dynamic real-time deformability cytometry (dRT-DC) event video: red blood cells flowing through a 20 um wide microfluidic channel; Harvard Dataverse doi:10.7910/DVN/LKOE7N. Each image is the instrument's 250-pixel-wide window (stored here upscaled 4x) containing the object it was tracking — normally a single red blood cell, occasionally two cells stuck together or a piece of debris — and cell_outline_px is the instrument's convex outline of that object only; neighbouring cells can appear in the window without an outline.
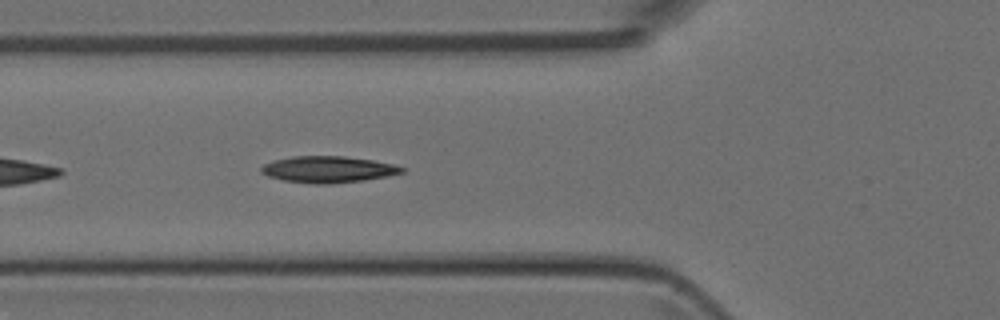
{"species": "Egyptian fruit bat (a non-hibernating species)", "species_latin": "Rousettus aegyptiacus", "temperature_condition": "room temperature", "stored_images_in_passage": 30, "camera_frame_rate_fps": 3000, "um_per_image_px": 0.085, "animal": {"sex": "female"}, "frame": {"image": 1, "passage_image": 5, "time_ms": 1.333, "image_size_px": [1000, 320], "cell_outline_px": [[404, 172], [388, 176], [364, 180], [332, 184], [312, 184], [284, 180], [268, 176], [260, 172], [260, 168], [264, 164], [272, 160], [292, 156], [344, 156], [372, 160], [392, 164], [404, 168]], "centroid_in_image_um": [27.85, 14.4], "position_along_channel_um": 97.9, "area_um2": 21.73}}
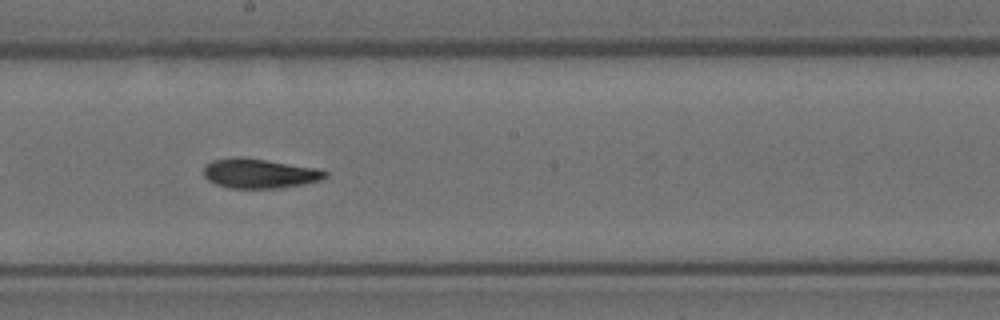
{"frame": {"image": 2, "passage_image": 14, "time_ms": 4.333, "image_size_px": [1000, 320], "cell_outline_px": [[328, 176], [324, 180], [304, 184], [280, 188], [228, 188], [216, 184], [208, 180], [204, 176], [204, 164], [212, 160], [236, 156], [264, 160], [316, 168], [328, 172]], "centroid_in_image_um": [22.05, 14.75], "position_along_channel_um": 226.2, "area_um2": 21.04}}
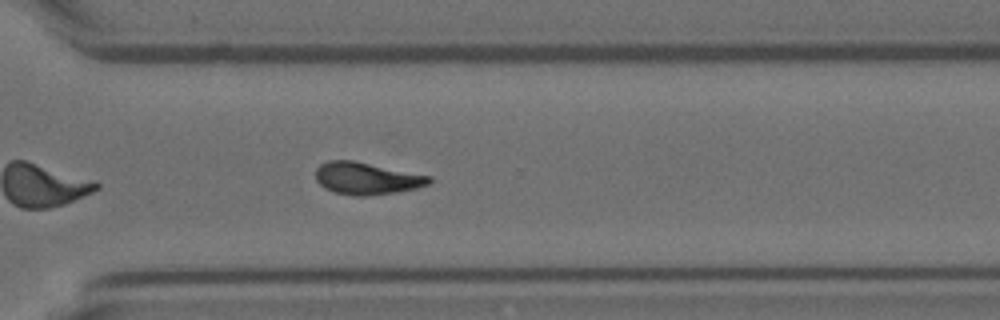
{"frame": {"image": 3, "passage_image": 22, "time_ms": 7.0, "image_size_px": [1000, 320], "cell_outline_px": [[432, 180], [428, 184], [416, 188], [396, 192], [368, 196], [356, 196], [336, 192], [324, 188], [316, 180], [316, 168], [320, 164], [328, 160], [352, 160], [432, 176]], "centroid_in_image_um": [31.16, 15.16], "position_along_channel_um": 339.4, "area_um2": 21.21}}